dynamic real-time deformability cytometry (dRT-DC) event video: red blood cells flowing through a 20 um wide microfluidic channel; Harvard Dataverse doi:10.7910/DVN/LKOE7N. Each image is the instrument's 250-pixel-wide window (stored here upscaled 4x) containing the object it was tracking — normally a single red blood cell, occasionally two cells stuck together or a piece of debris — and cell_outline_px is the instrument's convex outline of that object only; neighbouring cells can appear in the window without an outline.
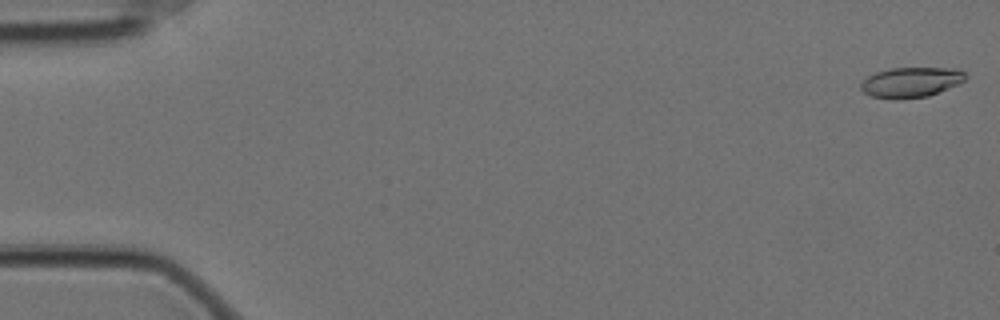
{"species": "Egyptian fruit bat (a non-hibernating species)", "species_latin": "Rousettus aegyptiacus", "temperature_condition": "cold", "stored_images_in_passage": 10, "camera_frame_rate_fps": 3000, "um_per_image_px": 0.085, "animal": {"sex": "female"}, "frame": {"image": 1, "passage_image": 1, "time_ms": 0.0, "image_size_px": [1000, 320], "cell_outline_px": [[968, 76], [960, 84], [928, 96], [872, 96], [864, 92], [860, 88], [860, 84], [868, 76], [876, 72], [892, 68], [956, 68], [964, 72]], "centroid_in_image_um": [77.51, 6.94], "position_along_channel_um": 7.5, "area_um2": 17.69}}